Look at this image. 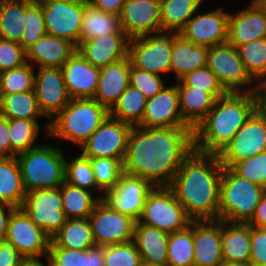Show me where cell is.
Listing matches in <instances>:
<instances>
[{
	"label": "cell",
	"instance_id": "obj_54",
	"mask_svg": "<svg viewBox=\"0 0 266 266\" xmlns=\"http://www.w3.org/2000/svg\"><path fill=\"white\" fill-rule=\"evenodd\" d=\"M0 157H11L9 119L0 116Z\"/></svg>",
	"mask_w": 266,
	"mask_h": 266
},
{
	"label": "cell",
	"instance_id": "obj_40",
	"mask_svg": "<svg viewBox=\"0 0 266 266\" xmlns=\"http://www.w3.org/2000/svg\"><path fill=\"white\" fill-rule=\"evenodd\" d=\"M40 133L37 120L9 119V141L11 157L37 147L34 145Z\"/></svg>",
	"mask_w": 266,
	"mask_h": 266
},
{
	"label": "cell",
	"instance_id": "obj_52",
	"mask_svg": "<svg viewBox=\"0 0 266 266\" xmlns=\"http://www.w3.org/2000/svg\"><path fill=\"white\" fill-rule=\"evenodd\" d=\"M251 259L254 266H266V227L250 226Z\"/></svg>",
	"mask_w": 266,
	"mask_h": 266
},
{
	"label": "cell",
	"instance_id": "obj_35",
	"mask_svg": "<svg viewBox=\"0 0 266 266\" xmlns=\"http://www.w3.org/2000/svg\"><path fill=\"white\" fill-rule=\"evenodd\" d=\"M205 0H161V32L179 33Z\"/></svg>",
	"mask_w": 266,
	"mask_h": 266
},
{
	"label": "cell",
	"instance_id": "obj_47",
	"mask_svg": "<svg viewBox=\"0 0 266 266\" xmlns=\"http://www.w3.org/2000/svg\"><path fill=\"white\" fill-rule=\"evenodd\" d=\"M177 87H192L210 93L215 99L224 96L227 92L220 85L216 75L207 67L187 73L177 81Z\"/></svg>",
	"mask_w": 266,
	"mask_h": 266
},
{
	"label": "cell",
	"instance_id": "obj_4",
	"mask_svg": "<svg viewBox=\"0 0 266 266\" xmlns=\"http://www.w3.org/2000/svg\"><path fill=\"white\" fill-rule=\"evenodd\" d=\"M110 115V111L93 98L72 99L45 126L47 136L65 139L81 147Z\"/></svg>",
	"mask_w": 266,
	"mask_h": 266
},
{
	"label": "cell",
	"instance_id": "obj_34",
	"mask_svg": "<svg viewBox=\"0 0 266 266\" xmlns=\"http://www.w3.org/2000/svg\"><path fill=\"white\" fill-rule=\"evenodd\" d=\"M63 211L67 219L89 218L96 204L104 196L92 195V191L64 182L60 187Z\"/></svg>",
	"mask_w": 266,
	"mask_h": 266
},
{
	"label": "cell",
	"instance_id": "obj_58",
	"mask_svg": "<svg viewBox=\"0 0 266 266\" xmlns=\"http://www.w3.org/2000/svg\"><path fill=\"white\" fill-rule=\"evenodd\" d=\"M11 205L0 203V240L6 238L8 222L12 212L15 210Z\"/></svg>",
	"mask_w": 266,
	"mask_h": 266
},
{
	"label": "cell",
	"instance_id": "obj_45",
	"mask_svg": "<svg viewBox=\"0 0 266 266\" xmlns=\"http://www.w3.org/2000/svg\"><path fill=\"white\" fill-rule=\"evenodd\" d=\"M25 24L20 45L27 50L42 36L46 35L42 2L25 0Z\"/></svg>",
	"mask_w": 266,
	"mask_h": 266
},
{
	"label": "cell",
	"instance_id": "obj_60",
	"mask_svg": "<svg viewBox=\"0 0 266 266\" xmlns=\"http://www.w3.org/2000/svg\"><path fill=\"white\" fill-rule=\"evenodd\" d=\"M221 266H254L250 261L225 262Z\"/></svg>",
	"mask_w": 266,
	"mask_h": 266
},
{
	"label": "cell",
	"instance_id": "obj_24",
	"mask_svg": "<svg viewBox=\"0 0 266 266\" xmlns=\"http://www.w3.org/2000/svg\"><path fill=\"white\" fill-rule=\"evenodd\" d=\"M129 38L125 33H113L80 42L77 50L96 68H104L128 57Z\"/></svg>",
	"mask_w": 266,
	"mask_h": 266
},
{
	"label": "cell",
	"instance_id": "obj_2",
	"mask_svg": "<svg viewBox=\"0 0 266 266\" xmlns=\"http://www.w3.org/2000/svg\"><path fill=\"white\" fill-rule=\"evenodd\" d=\"M223 165L218 155L193 150L169 188L192 221L218 220Z\"/></svg>",
	"mask_w": 266,
	"mask_h": 266
},
{
	"label": "cell",
	"instance_id": "obj_39",
	"mask_svg": "<svg viewBox=\"0 0 266 266\" xmlns=\"http://www.w3.org/2000/svg\"><path fill=\"white\" fill-rule=\"evenodd\" d=\"M166 264L194 266L193 221L186 229L169 234Z\"/></svg>",
	"mask_w": 266,
	"mask_h": 266
},
{
	"label": "cell",
	"instance_id": "obj_55",
	"mask_svg": "<svg viewBox=\"0 0 266 266\" xmlns=\"http://www.w3.org/2000/svg\"><path fill=\"white\" fill-rule=\"evenodd\" d=\"M126 0H88V3L101 11L120 15Z\"/></svg>",
	"mask_w": 266,
	"mask_h": 266
},
{
	"label": "cell",
	"instance_id": "obj_19",
	"mask_svg": "<svg viewBox=\"0 0 266 266\" xmlns=\"http://www.w3.org/2000/svg\"><path fill=\"white\" fill-rule=\"evenodd\" d=\"M197 13L178 33L184 40L207 47L227 42L228 12L222 10L221 7L203 14Z\"/></svg>",
	"mask_w": 266,
	"mask_h": 266
},
{
	"label": "cell",
	"instance_id": "obj_20",
	"mask_svg": "<svg viewBox=\"0 0 266 266\" xmlns=\"http://www.w3.org/2000/svg\"><path fill=\"white\" fill-rule=\"evenodd\" d=\"M138 127H190L181 116L176 84L164 87L152 98L147 99L143 119Z\"/></svg>",
	"mask_w": 266,
	"mask_h": 266
},
{
	"label": "cell",
	"instance_id": "obj_10",
	"mask_svg": "<svg viewBox=\"0 0 266 266\" xmlns=\"http://www.w3.org/2000/svg\"><path fill=\"white\" fill-rule=\"evenodd\" d=\"M132 127L109 115L81 146V154L90 159H119L123 163Z\"/></svg>",
	"mask_w": 266,
	"mask_h": 266
},
{
	"label": "cell",
	"instance_id": "obj_62",
	"mask_svg": "<svg viewBox=\"0 0 266 266\" xmlns=\"http://www.w3.org/2000/svg\"><path fill=\"white\" fill-rule=\"evenodd\" d=\"M140 266H168V265L167 264H150V263L142 262Z\"/></svg>",
	"mask_w": 266,
	"mask_h": 266
},
{
	"label": "cell",
	"instance_id": "obj_56",
	"mask_svg": "<svg viewBox=\"0 0 266 266\" xmlns=\"http://www.w3.org/2000/svg\"><path fill=\"white\" fill-rule=\"evenodd\" d=\"M255 85L256 109L266 116V76L258 79Z\"/></svg>",
	"mask_w": 266,
	"mask_h": 266
},
{
	"label": "cell",
	"instance_id": "obj_33",
	"mask_svg": "<svg viewBox=\"0 0 266 266\" xmlns=\"http://www.w3.org/2000/svg\"><path fill=\"white\" fill-rule=\"evenodd\" d=\"M113 33H125L121 29L119 15L101 11L87 3L82 18L80 42Z\"/></svg>",
	"mask_w": 266,
	"mask_h": 266
},
{
	"label": "cell",
	"instance_id": "obj_22",
	"mask_svg": "<svg viewBox=\"0 0 266 266\" xmlns=\"http://www.w3.org/2000/svg\"><path fill=\"white\" fill-rule=\"evenodd\" d=\"M222 220L193 221L194 266L223 264Z\"/></svg>",
	"mask_w": 266,
	"mask_h": 266
},
{
	"label": "cell",
	"instance_id": "obj_32",
	"mask_svg": "<svg viewBox=\"0 0 266 266\" xmlns=\"http://www.w3.org/2000/svg\"><path fill=\"white\" fill-rule=\"evenodd\" d=\"M177 90L181 116L194 129L213 108L216 99L210 93L192 87H177Z\"/></svg>",
	"mask_w": 266,
	"mask_h": 266
},
{
	"label": "cell",
	"instance_id": "obj_42",
	"mask_svg": "<svg viewBox=\"0 0 266 266\" xmlns=\"http://www.w3.org/2000/svg\"><path fill=\"white\" fill-rule=\"evenodd\" d=\"M238 51L246 72L255 82L266 76V38L240 45Z\"/></svg>",
	"mask_w": 266,
	"mask_h": 266
},
{
	"label": "cell",
	"instance_id": "obj_17",
	"mask_svg": "<svg viewBox=\"0 0 266 266\" xmlns=\"http://www.w3.org/2000/svg\"><path fill=\"white\" fill-rule=\"evenodd\" d=\"M34 77V93L41 112L52 120L72 100L59 67H39Z\"/></svg>",
	"mask_w": 266,
	"mask_h": 266
},
{
	"label": "cell",
	"instance_id": "obj_28",
	"mask_svg": "<svg viewBox=\"0 0 266 266\" xmlns=\"http://www.w3.org/2000/svg\"><path fill=\"white\" fill-rule=\"evenodd\" d=\"M167 232L136 221L133 241L144 263H167Z\"/></svg>",
	"mask_w": 266,
	"mask_h": 266
},
{
	"label": "cell",
	"instance_id": "obj_26",
	"mask_svg": "<svg viewBox=\"0 0 266 266\" xmlns=\"http://www.w3.org/2000/svg\"><path fill=\"white\" fill-rule=\"evenodd\" d=\"M76 50L72 42L46 34L26 50L27 62L33 67L61 68Z\"/></svg>",
	"mask_w": 266,
	"mask_h": 266
},
{
	"label": "cell",
	"instance_id": "obj_15",
	"mask_svg": "<svg viewBox=\"0 0 266 266\" xmlns=\"http://www.w3.org/2000/svg\"><path fill=\"white\" fill-rule=\"evenodd\" d=\"M5 239L16 247L23 258H41L49 254L50 237L22 208H16L12 212Z\"/></svg>",
	"mask_w": 266,
	"mask_h": 266
},
{
	"label": "cell",
	"instance_id": "obj_57",
	"mask_svg": "<svg viewBox=\"0 0 266 266\" xmlns=\"http://www.w3.org/2000/svg\"><path fill=\"white\" fill-rule=\"evenodd\" d=\"M248 224L253 227H266V190L262 194L255 213Z\"/></svg>",
	"mask_w": 266,
	"mask_h": 266
},
{
	"label": "cell",
	"instance_id": "obj_6",
	"mask_svg": "<svg viewBox=\"0 0 266 266\" xmlns=\"http://www.w3.org/2000/svg\"><path fill=\"white\" fill-rule=\"evenodd\" d=\"M265 190L224 166L220 183L218 220L248 223Z\"/></svg>",
	"mask_w": 266,
	"mask_h": 266
},
{
	"label": "cell",
	"instance_id": "obj_9",
	"mask_svg": "<svg viewBox=\"0 0 266 266\" xmlns=\"http://www.w3.org/2000/svg\"><path fill=\"white\" fill-rule=\"evenodd\" d=\"M174 32H159L129 40L128 57L133 67L160 75L170 73Z\"/></svg>",
	"mask_w": 266,
	"mask_h": 266
},
{
	"label": "cell",
	"instance_id": "obj_38",
	"mask_svg": "<svg viewBox=\"0 0 266 266\" xmlns=\"http://www.w3.org/2000/svg\"><path fill=\"white\" fill-rule=\"evenodd\" d=\"M25 0H0V38L21 43Z\"/></svg>",
	"mask_w": 266,
	"mask_h": 266
},
{
	"label": "cell",
	"instance_id": "obj_29",
	"mask_svg": "<svg viewBox=\"0 0 266 266\" xmlns=\"http://www.w3.org/2000/svg\"><path fill=\"white\" fill-rule=\"evenodd\" d=\"M221 248L225 262L250 261V225L222 220Z\"/></svg>",
	"mask_w": 266,
	"mask_h": 266
},
{
	"label": "cell",
	"instance_id": "obj_13",
	"mask_svg": "<svg viewBox=\"0 0 266 266\" xmlns=\"http://www.w3.org/2000/svg\"><path fill=\"white\" fill-rule=\"evenodd\" d=\"M266 151V116L257 110L218 155L225 167Z\"/></svg>",
	"mask_w": 266,
	"mask_h": 266
},
{
	"label": "cell",
	"instance_id": "obj_43",
	"mask_svg": "<svg viewBox=\"0 0 266 266\" xmlns=\"http://www.w3.org/2000/svg\"><path fill=\"white\" fill-rule=\"evenodd\" d=\"M33 69V66L27 62L20 67L1 72L0 95L34 91Z\"/></svg>",
	"mask_w": 266,
	"mask_h": 266
},
{
	"label": "cell",
	"instance_id": "obj_16",
	"mask_svg": "<svg viewBox=\"0 0 266 266\" xmlns=\"http://www.w3.org/2000/svg\"><path fill=\"white\" fill-rule=\"evenodd\" d=\"M154 186L139 176L123 172L116 185L107 191L103 201L113 210L138 221L142 215L145 200Z\"/></svg>",
	"mask_w": 266,
	"mask_h": 266
},
{
	"label": "cell",
	"instance_id": "obj_3",
	"mask_svg": "<svg viewBox=\"0 0 266 266\" xmlns=\"http://www.w3.org/2000/svg\"><path fill=\"white\" fill-rule=\"evenodd\" d=\"M256 110L254 92L219 97L193 129L194 150L219 155Z\"/></svg>",
	"mask_w": 266,
	"mask_h": 266
},
{
	"label": "cell",
	"instance_id": "obj_1",
	"mask_svg": "<svg viewBox=\"0 0 266 266\" xmlns=\"http://www.w3.org/2000/svg\"><path fill=\"white\" fill-rule=\"evenodd\" d=\"M194 150L191 127L133 126L123 172L142 177L154 187H169L184 159Z\"/></svg>",
	"mask_w": 266,
	"mask_h": 266
},
{
	"label": "cell",
	"instance_id": "obj_37",
	"mask_svg": "<svg viewBox=\"0 0 266 266\" xmlns=\"http://www.w3.org/2000/svg\"><path fill=\"white\" fill-rule=\"evenodd\" d=\"M146 103L145 95L129 85L110 110V116L131 126H138L143 119Z\"/></svg>",
	"mask_w": 266,
	"mask_h": 266
},
{
	"label": "cell",
	"instance_id": "obj_65",
	"mask_svg": "<svg viewBox=\"0 0 266 266\" xmlns=\"http://www.w3.org/2000/svg\"><path fill=\"white\" fill-rule=\"evenodd\" d=\"M263 2V4L266 6V0H261Z\"/></svg>",
	"mask_w": 266,
	"mask_h": 266
},
{
	"label": "cell",
	"instance_id": "obj_5",
	"mask_svg": "<svg viewBox=\"0 0 266 266\" xmlns=\"http://www.w3.org/2000/svg\"><path fill=\"white\" fill-rule=\"evenodd\" d=\"M26 192L54 189L65 182V155L58 147L41 144L17 156Z\"/></svg>",
	"mask_w": 266,
	"mask_h": 266
},
{
	"label": "cell",
	"instance_id": "obj_31",
	"mask_svg": "<svg viewBox=\"0 0 266 266\" xmlns=\"http://www.w3.org/2000/svg\"><path fill=\"white\" fill-rule=\"evenodd\" d=\"M26 194L17 157H0V203L21 208Z\"/></svg>",
	"mask_w": 266,
	"mask_h": 266
},
{
	"label": "cell",
	"instance_id": "obj_51",
	"mask_svg": "<svg viewBox=\"0 0 266 266\" xmlns=\"http://www.w3.org/2000/svg\"><path fill=\"white\" fill-rule=\"evenodd\" d=\"M26 63L27 53L20 43L0 38V73Z\"/></svg>",
	"mask_w": 266,
	"mask_h": 266
},
{
	"label": "cell",
	"instance_id": "obj_63",
	"mask_svg": "<svg viewBox=\"0 0 266 266\" xmlns=\"http://www.w3.org/2000/svg\"><path fill=\"white\" fill-rule=\"evenodd\" d=\"M45 1V0H42ZM65 1H71V2H88V0H65Z\"/></svg>",
	"mask_w": 266,
	"mask_h": 266
},
{
	"label": "cell",
	"instance_id": "obj_48",
	"mask_svg": "<svg viewBox=\"0 0 266 266\" xmlns=\"http://www.w3.org/2000/svg\"><path fill=\"white\" fill-rule=\"evenodd\" d=\"M104 266H140L141 255L134 241L103 246Z\"/></svg>",
	"mask_w": 266,
	"mask_h": 266
},
{
	"label": "cell",
	"instance_id": "obj_46",
	"mask_svg": "<svg viewBox=\"0 0 266 266\" xmlns=\"http://www.w3.org/2000/svg\"><path fill=\"white\" fill-rule=\"evenodd\" d=\"M95 182L104 194L112 189L123 174V163L119 159L94 158L90 159Z\"/></svg>",
	"mask_w": 266,
	"mask_h": 266
},
{
	"label": "cell",
	"instance_id": "obj_7",
	"mask_svg": "<svg viewBox=\"0 0 266 266\" xmlns=\"http://www.w3.org/2000/svg\"><path fill=\"white\" fill-rule=\"evenodd\" d=\"M138 222L170 234L186 229L192 220L169 187H154Z\"/></svg>",
	"mask_w": 266,
	"mask_h": 266
},
{
	"label": "cell",
	"instance_id": "obj_8",
	"mask_svg": "<svg viewBox=\"0 0 266 266\" xmlns=\"http://www.w3.org/2000/svg\"><path fill=\"white\" fill-rule=\"evenodd\" d=\"M207 67L227 93L254 92L255 81L246 72L238 48L229 42L208 47Z\"/></svg>",
	"mask_w": 266,
	"mask_h": 266
},
{
	"label": "cell",
	"instance_id": "obj_14",
	"mask_svg": "<svg viewBox=\"0 0 266 266\" xmlns=\"http://www.w3.org/2000/svg\"><path fill=\"white\" fill-rule=\"evenodd\" d=\"M21 208L50 238L67 220L59 187L28 192Z\"/></svg>",
	"mask_w": 266,
	"mask_h": 266
},
{
	"label": "cell",
	"instance_id": "obj_49",
	"mask_svg": "<svg viewBox=\"0 0 266 266\" xmlns=\"http://www.w3.org/2000/svg\"><path fill=\"white\" fill-rule=\"evenodd\" d=\"M230 169L238 176L266 189V151L235 162Z\"/></svg>",
	"mask_w": 266,
	"mask_h": 266
},
{
	"label": "cell",
	"instance_id": "obj_36",
	"mask_svg": "<svg viewBox=\"0 0 266 266\" xmlns=\"http://www.w3.org/2000/svg\"><path fill=\"white\" fill-rule=\"evenodd\" d=\"M0 116L7 119L36 120L44 116L34 91L0 95Z\"/></svg>",
	"mask_w": 266,
	"mask_h": 266
},
{
	"label": "cell",
	"instance_id": "obj_21",
	"mask_svg": "<svg viewBox=\"0 0 266 266\" xmlns=\"http://www.w3.org/2000/svg\"><path fill=\"white\" fill-rule=\"evenodd\" d=\"M260 38H266V6L261 0H252L234 15L229 13L227 42L238 48Z\"/></svg>",
	"mask_w": 266,
	"mask_h": 266
},
{
	"label": "cell",
	"instance_id": "obj_64",
	"mask_svg": "<svg viewBox=\"0 0 266 266\" xmlns=\"http://www.w3.org/2000/svg\"><path fill=\"white\" fill-rule=\"evenodd\" d=\"M27 1H30V2H41L42 0H27Z\"/></svg>",
	"mask_w": 266,
	"mask_h": 266
},
{
	"label": "cell",
	"instance_id": "obj_59",
	"mask_svg": "<svg viewBox=\"0 0 266 266\" xmlns=\"http://www.w3.org/2000/svg\"><path fill=\"white\" fill-rule=\"evenodd\" d=\"M20 266H46L39 258H24Z\"/></svg>",
	"mask_w": 266,
	"mask_h": 266
},
{
	"label": "cell",
	"instance_id": "obj_11",
	"mask_svg": "<svg viewBox=\"0 0 266 266\" xmlns=\"http://www.w3.org/2000/svg\"><path fill=\"white\" fill-rule=\"evenodd\" d=\"M88 219L96 246L103 247L133 240L136 220L113 210L102 199Z\"/></svg>",
	"mask_w": 266,
	"mask_h": 266
},
{
	"label": "cell",
	"instance_id": "obj_53",
	"mask_svg": "<svg viewBox=\"0 0 266 266\" xmlns=\"http://www.w3.org/2000/svg\"><path fill=\"white\" fill-rule=\"evenodd\" d=\"M24 258L8 240H0V266H20Z\"/></svg>",
	"mask_w": 266,
	"mask_h": 266
},
{
	"label": "cell",
	"instance_id": "obj_30",
	"mask_svg": "<svg viewBox=\"0 0 266 266\" xmlns=\"http://www.w3.org/2000/svg\"><path fill=\"white\" fill-rule=\"evenodd\" d=\"M49 248L88 250L96 246L88 218L67 219L51 238Z\"/></svg>",
	"mask_w": 266,
	"mask_h": 266
},
{
	"label": "cell",
	"instance_id": "obj_27",
	"mask_svg": "<svg viewBox=\"0 0 266 266\" xmlns=\"http://www.w3.org/2000/svg\"><path fill=\"white\" fill-rule=\"evenodd\" d=\"M207 58V46L188 42L174 32L170 72L175 74L176 81L187 73L207 66Z\"/></svg>",
	"mask_w": 266,
	"mask_h": 266
},
{
	"label": "cell",
	"instance_id": "obj_25",
	"mask_svg": "<svg viewBox=\"0 0 266 266\" xmlns=\"http://www.w3.org/2000/svg\"><path fill=\"white\" fill-rule=\"evenodd\" d=\"M130 69L129 57L101 68L98 88L93 99L110 111L129 86Z\"/></svg>",
	"mask_w": 266,
	"mask_h": 266
},
{
	"label": "cell",
	"instance_id": "obj_12",
	"mask_svg": "<svg viewBox=\"0 0 266 266\" xmlns=\"http://www.w3.org/2000/svg\"><path fill=\"white\" fill-rule=\"evenodd\" d=\"M41 2L47 34L68 40L78 47L82 18L88 2L65 0Z\"/></svg>",
	"mask_w": 266,
	"mask_h": 266
},
{
	"label": "cell",
	"instance_id": "obj_18",
	"mask_svg": "<svg viewBox=\"0 0 266 266\" xmlns=\"http://www.w3.org/2000/svg\"><path fill=\"white\" fill-rule=\"evenodd\" d=\"M160 0H126L119 15L129 39L161 32Z\"/></svg>",
	"mask_w": 266,
	"mask_h": 266
},
{
	"label": "cell",
	"instance_id": "obj_50",
	"mask_svg": "<svg viewBox=\"0 0 266 266\" xmlns=\"http://www.w3.org/2000/svg\"><path fill=\"white\" fill-rule=\"evenodd\" d=\"M129 85L141 91L147 99L152 98L165 87L160 75L133 67L132 65L129 73Z\"/></svg>",
	"mask_w": 266,
	"mask_h": 266
},
{
	"label": "cell",
	"instance_id": "obj_61",
	"mask_svg": "<svg viewBox=\"0 0 266 266\" xmlns=\"http://www.w3.org/2000/svg\"><path fill=\"white\" fill-rule=\"evenodd\" d=\"M45 258L47 259L46 266H60L49 255H46Z\"/></svg>",
	"mask_w": 266,
	"mask_h": 266
},
{
	"label": "cell",
	"instance_id": "obj_44",
	"mask_svg": "<svg viewBox=\"0 0 266 266\" xmlns=\"http://www.w3.org/2000/svg\"><path fill=\"white\" fill-rule=\"evenodd\" d=\"M65 182L75 187L88 189L92 192L100 190L95 182L93 168L90 158L84 157L81 153L74 159L65 160Z\"/></svg>",
	"mask_w": 266,
	"mask_h": 266
},
{
	"label": "cell",
	"instance_id": "obj_23",
	"mask_svg": "<svg viewBox=\"0 0 266 266\" xmlns=\"http://www.w3.org/2000/svg\"><path fill=\"white\" fill-rule=\"evenodd\" d=\"M65 85L72 99L94 98L100 69L88 62L78 50L61 67Z\"/></svg>",
	"mask_w": 266,
	"mask_h": 266
},
{
	"label": "cell",
	"instance_id": "obj_41",
	"mask_svg": "<svg viewBox=\"0 0 266 266\" xmlns=\"http://www.w3.org/2000/svg\"><path fill=\"white\" fill-rule=\"evenodd\" d=\"M48 255L60 266H104L102 246H93L88 250L49 248Z\"/></svg>",
	"mask_w": 266,
	"mask_h": 266
}]
</instances>
